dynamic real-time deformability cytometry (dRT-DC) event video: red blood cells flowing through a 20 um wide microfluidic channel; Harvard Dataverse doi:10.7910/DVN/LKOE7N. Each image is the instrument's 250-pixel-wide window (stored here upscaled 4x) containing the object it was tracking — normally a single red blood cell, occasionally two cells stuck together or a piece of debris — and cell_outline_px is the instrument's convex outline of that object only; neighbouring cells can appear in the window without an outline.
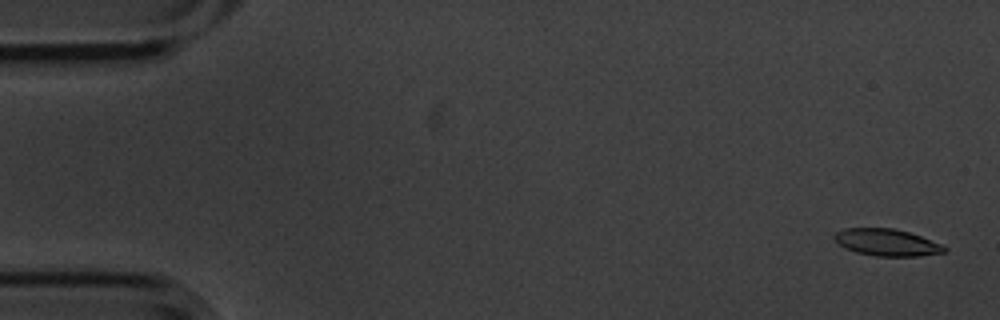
{"species": "common noctule bat (a hibernating species)", "species_latin": "Nyctalus noctula", "temperature_condition": "cold", "stored_images_in_passage": 6, "camera_frame_rate_fps": 3000, "um_per_image_px": 0.085, "animal": {"sex": "male", "body_mass_g": 20.1, "forearm_length_mm": 53.5}, "frame": {"image": 1, "passage_image": 1, "time_ms": 0.0, "image_size_px": [1000, 320], "cell_outline_px": [[948, 248], [944, 252], [920, 256], [876, 256], [856, 252], [844, 248], [832, 236], [836, 232], [844, 228], [892, 228], [908, 232], [920, 236], [940, 244]], "centroid_in_image_um": [75.35, 20.6], "position_along_channel_um": 9.6, "area_um2": 17.11}}
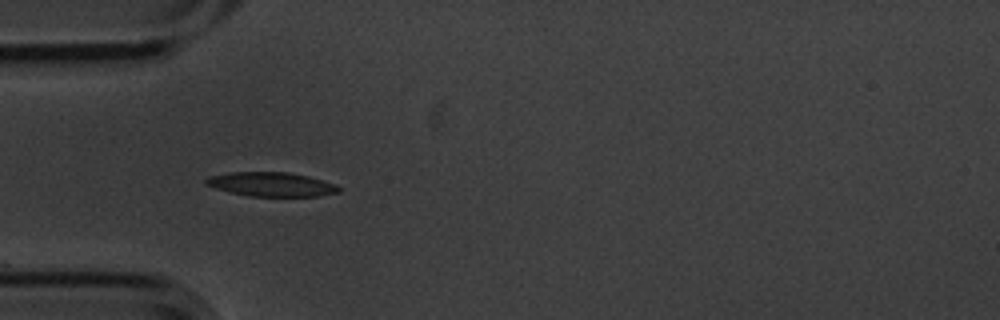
{"frame": {"image": 2, "passage_image": 5, "time_ms": 1.333, "image_size_px": [1000, 320], "cell_outline_px": [[340, 192], [320, 196], [248, 196], [216, 188], [204, 184], [204, 180], [208, 176], [232, 172], [288, 172], [308, 176], [336, 184], [340, 188]], "centroid_in_image_um": [23.07, 15.66], "position_along_channel_um": 61.9, "area_um2": 18.67}}
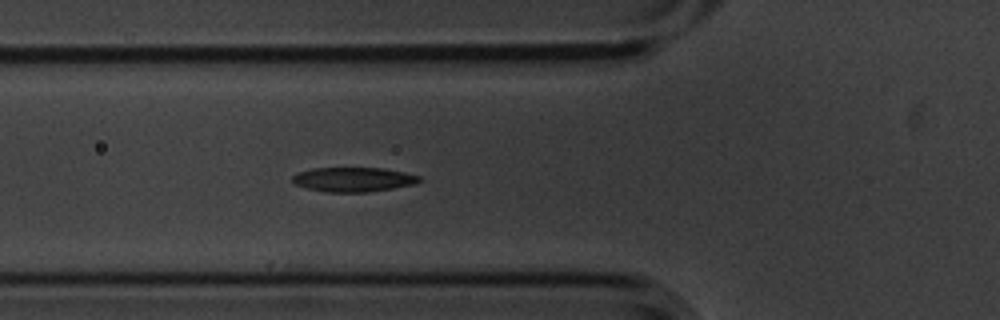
{"frame": {"image": 3, "passage_image": 6, "time_ms": 1.667, "image_size_px": [1000, 320], "cell_outline_px": [[424, 180], [416, 184], [368, 192], [328, 192], [308, 188], [296, 184], [292, 180], [292, 176], [296, 172], [312, 168], [384, 168], [404, 172], [420, 176]], "centroid_in_image_um": [30.07, 15.25], "position_along_channel_um": 95.7, "area_um2": 18.15}}